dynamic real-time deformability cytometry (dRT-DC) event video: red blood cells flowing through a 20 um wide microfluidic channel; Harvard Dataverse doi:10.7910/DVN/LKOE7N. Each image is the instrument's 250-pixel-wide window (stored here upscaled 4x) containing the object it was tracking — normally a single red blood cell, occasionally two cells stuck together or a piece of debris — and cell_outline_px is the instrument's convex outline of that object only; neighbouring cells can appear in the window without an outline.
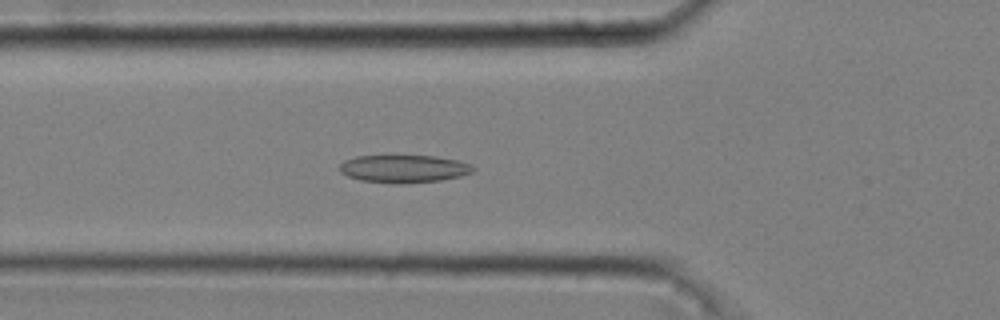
{"species": "common noctule bat (a hibernating species)", "species_latin": "Nyctalus noctula", "temperature_condition": "cold", "stored_images_in_passage": 42, "camera_frame_rate_fps": 3000, "um_per_image_px": 0.085, "animal": {"sex": "male", "body_mass_g": 20.4}, "frame": {"image": 1, "passage_image": 9, "time_ms": 2.667, "image_size_px": [1000, 320], "cell_outline_px": [[476, 168], [472, 172], [460, 176], [440, 180], [360, 180], [348, 176], [340, 172], [340, 164], [344, 160], [356, 156], [436, 156], [456, 160], [472, 164]], "centroid_in_image_um": [34.35, 14.28], "position_along_channel_um": 91.5, "area_um2": 20.35}}
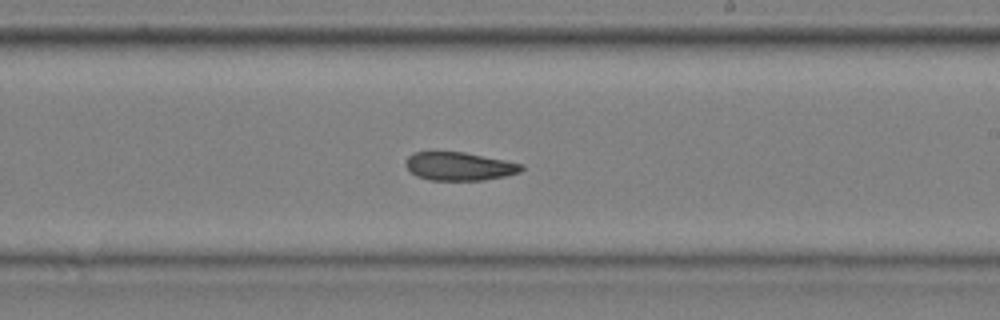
{"frame": {"image": 2, "passage_image": 22, "time_ms": 7.0, "image_size_px": [1000, 320], "cell_outline_px": [[524, 168], [520, 172], [504, 176], [480, 180], [428, 180], [416, 176], [404, 164], [404, 160], [412, 152], [464, 152], [524, 164]], "centroid_in_image_um": [39.01, 14.13], "position_along_channel_um": 250.0, "area_um2": 19.07}}
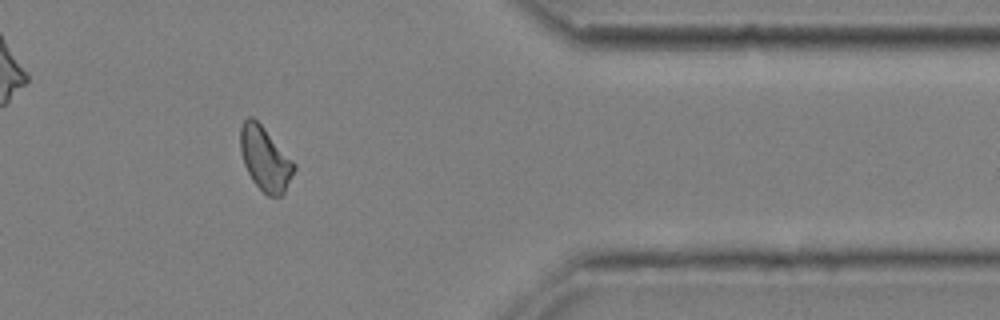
{"frame": {"image": 3, "passage_image": 35, "time_ms": 11.333, "image_size_px": [1000, 320], "cell_outline_px": [[296, 168], [284, 192], [280, 196], [268, 196], [252, 180], [244, 164], [240, 152], [240, 128], [244, 120], [248, 116], [252, 116], [264, 128], [296, 164]], "centroid_in_image_um": [22.52, 13.49], "position_along_channel_um": 388.9, "area_um2": 19.77}}